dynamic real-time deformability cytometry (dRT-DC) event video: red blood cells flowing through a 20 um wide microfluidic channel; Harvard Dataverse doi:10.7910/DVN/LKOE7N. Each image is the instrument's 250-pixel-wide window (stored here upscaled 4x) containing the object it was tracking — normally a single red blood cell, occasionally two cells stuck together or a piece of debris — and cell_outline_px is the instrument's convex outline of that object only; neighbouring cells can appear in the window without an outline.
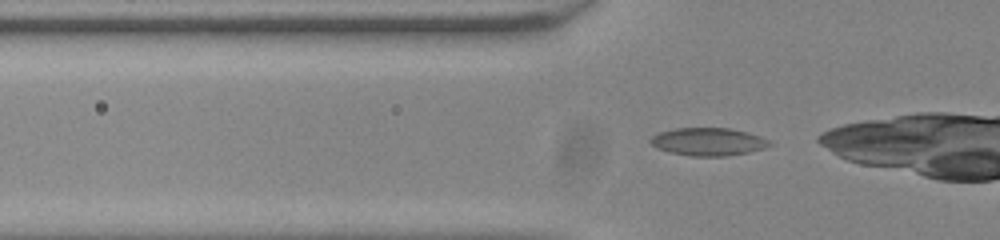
{"species": "common noctule bat (a hibernating species)", "species_latin": "Nyctalus noctula", "temperature_condition": "room temperature", "stored_images_in_passage": 20, "camera_frame_rate_fps": 3000, "um_per_image_px": 0.085, "animal": {"sex": "male", "body_mass_g": 20.0, "forearm_length_mm": 53.3}, "frame": {"image": 1, "passage_image": 7, "time_ms": 2.0, "image_size_px": [1000, 240], "cell_outline_px": [[772, 144], [764, 148], [748, 152], [728, 156], [688, 156], [656, 148], [648, 140], [652, 136], [660, 132], [676, 128], [728, 128], [748, 132], [760, 136], [768, 140]], "centroid_in_image_um": [60.19, 12.04], "position_along_channel_um": 65.6, "area_um2": 19.25}}
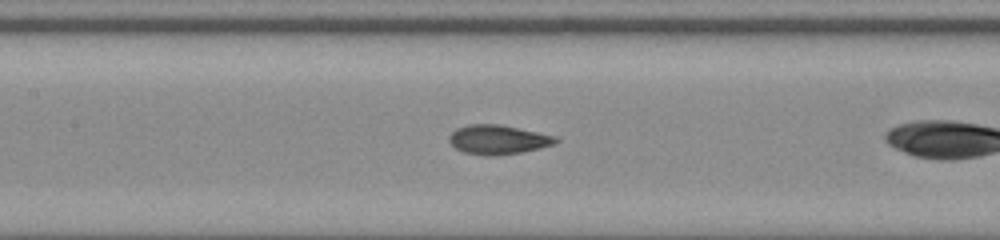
{"frame": {"image": 2, "passage_image": 15, "time_ms": 4.667, "image_size_px": [1000, 240], "cell_outline_px": [[560, 140], [556, 144], [540, 148], [520, 152], [496, 156], [488, 156], [464, 152], [456, 148], [448, 140], [448, 136], [456, 128], [468, 124], [500, 124], [556, 136]], "centroid_in_image_um": [42.34, 11.86], "position_along_channel_um": 165.1, "area_um2": 18.26}}
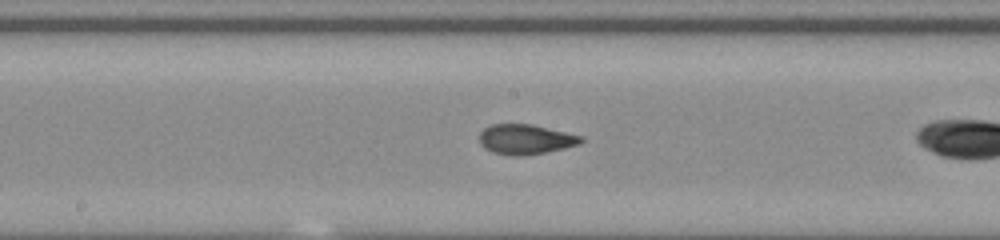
{"frame": {"image": 3, "passage_image": 18, "time_ms": 5.667, "image_size_px": [1000, 240], "cell_outline_px": [[584, 140], [580, 144], [564, 148], [524, 156], [512, 156], [492, 152], [484, 148], [480, 144], [480, 132], [488, 124], [532, 124], [584, 136]], "centroid_in_image_um": [44.67, 11.84], "position_along_channel_um": 203.5, "area_um2": 17.92}}